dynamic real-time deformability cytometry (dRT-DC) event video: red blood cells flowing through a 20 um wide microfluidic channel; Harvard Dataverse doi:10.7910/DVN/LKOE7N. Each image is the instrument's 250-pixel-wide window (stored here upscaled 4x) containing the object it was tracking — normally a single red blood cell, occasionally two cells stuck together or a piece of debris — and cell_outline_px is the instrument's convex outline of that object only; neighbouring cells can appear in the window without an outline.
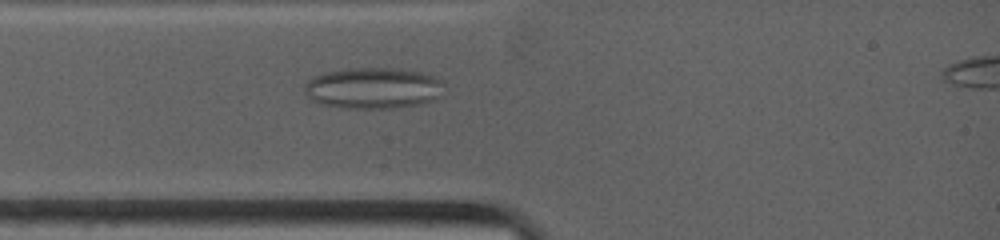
{"species": "common noctule bat (a hibernating species)", "species_latin": "Nyctalus noctula", "temperature_condition": "warm", "stored_images_in_passage": 42, "camera_frame_rate_fps": 4500, "um_per_image_px": 0.085, "animal": {"sex": "female", "body_mass_g": 19.0, "forearm_length_mm": 53.3}, "frame": {"image": 1, "passage_image": 11, "time_ms": 2.222, "image_size_px": [1000, 240], "cell_outline_px": [[444, 84], [440, 96], [436, 100], [420, 104], [392, 108], [344, 108], [320, 104], [312, 100], [304, 92], [304, 84], [312, 76], [324, 72], [352, 68], [396, 68], [420, 72], [436, 76], [444, 80]], "centroid_in_image_um": [31.73, 7.48], "position_along_channel_um": 53.3, "area_um2": 33.93}}
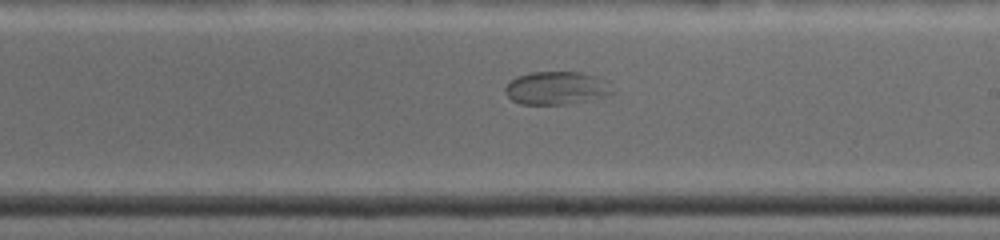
{"frame": {"image": 2, "passage_image": 29, "time_ms": 7.111, "image_size_px": [1000, 240], "cell_outline_px": [[616, 92], [592, 100], [568, 104], [520, 104], [512, 100], [504, 92], [504, 88], [516, 76], [532, 72], [580, 72], [596, 76], [608, 80]], "centroid_in_image_um": [47.35, 7.48], "position_along_channel_um": 241.6, "area_um2": 20.92}}
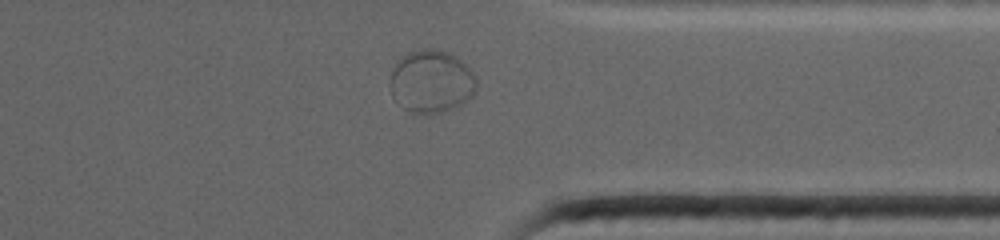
{"frame": {"image": 3, "passage_image": 37, "time_ms": 10.667, "image_size_px": [1000, 240], "cell_outline_px": [[476, 92], [472, 96], [460, 104], [452, 108], [440, 112], [408, 112], [392, 96], [388, 84], [392, 72], [400, 56], [420, 48], [436, 48], [448, 52], [456, 56], [468, 64], [476, 76]], "centroid_in_image_um": [36.67, 6.88], "position_along_channel_um": 374.7, "area_um2": 31.85}}